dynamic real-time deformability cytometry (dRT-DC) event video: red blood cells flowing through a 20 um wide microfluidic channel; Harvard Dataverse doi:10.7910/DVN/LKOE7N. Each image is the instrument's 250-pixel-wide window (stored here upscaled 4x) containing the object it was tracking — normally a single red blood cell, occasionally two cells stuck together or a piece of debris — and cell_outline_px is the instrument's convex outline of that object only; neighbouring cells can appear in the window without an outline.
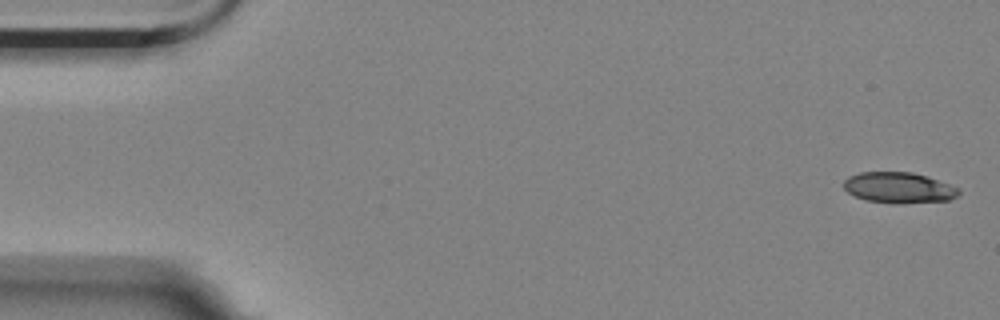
{"species": "Egyptian fruit bat (a non-hibernating species)", "species_latin": "Rousettus aegyptiacus", "temperature_condition": "room temperature", "stored_images_in_passage": 10, "camera_frame_rate_fps": 3000, "um_per_image_px": 0.085, "animal": {"sex": "female"}, "frame": {"image": 1, "passage_image": 1, "time_ms": 0.0, "image_size_px": [1000, 320], "cell_outline_px": [[960, 192], [956, 196], [948, 200], [868, 200], [856, 196], [848, 192], [844, 188], [844, 180], [848, 176], [860, 172], [912, 172], [960, 188]], "centroid_in_image_um": [76.35, 15.88], "position_along_channel_um": 8.7, "area_um2": 19.25}}
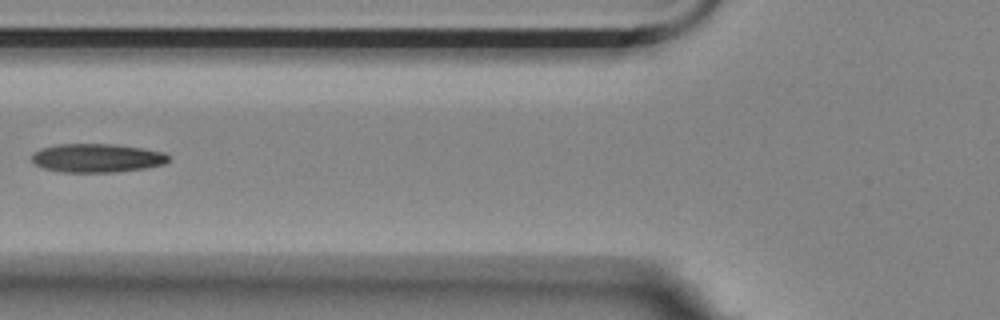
{"frame": {"image": 2, "passage_image": 6, "time_ms": 1.667, "image_size_px": [1000, 320], "cell_outline_px": [[168, 160], [164, 164], [144, 168], [116, 172], [60, 172], [44, 168], [36, 164], [32, 160], [32, 156], [40, 148], [56, 144], [112, 144], [144, 148], [164, 152], [168, 156]], "centroid_in_image_um": [8.24, 13.43], "position_along_channel_um": 117.6, "area_um2": 22.77}}
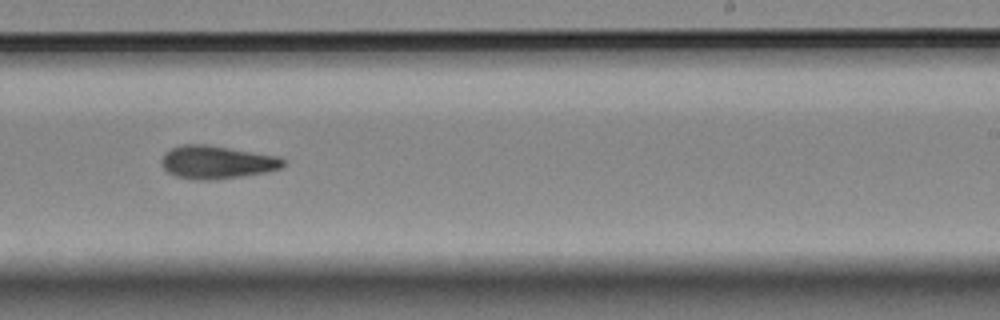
{"frame": {"image": 3, "passage_image": 10, "time_ms": 3.0, "image_size_px": [1000, 320], "cell_outline_px": [[284, 164], [280, 168], [264, 172], [240, 176], [212, 180], [196, 180], [176, 176], [168, 172], [160, 164], [160, 160], [164, 152], [172, 148], [184, 144], [208, 144], [280, 156], [284, 160]], "centroid_in_image_um": [18.39, 13.77], "position_along_channel_um": 270.6, "area_um2": 23.52}}